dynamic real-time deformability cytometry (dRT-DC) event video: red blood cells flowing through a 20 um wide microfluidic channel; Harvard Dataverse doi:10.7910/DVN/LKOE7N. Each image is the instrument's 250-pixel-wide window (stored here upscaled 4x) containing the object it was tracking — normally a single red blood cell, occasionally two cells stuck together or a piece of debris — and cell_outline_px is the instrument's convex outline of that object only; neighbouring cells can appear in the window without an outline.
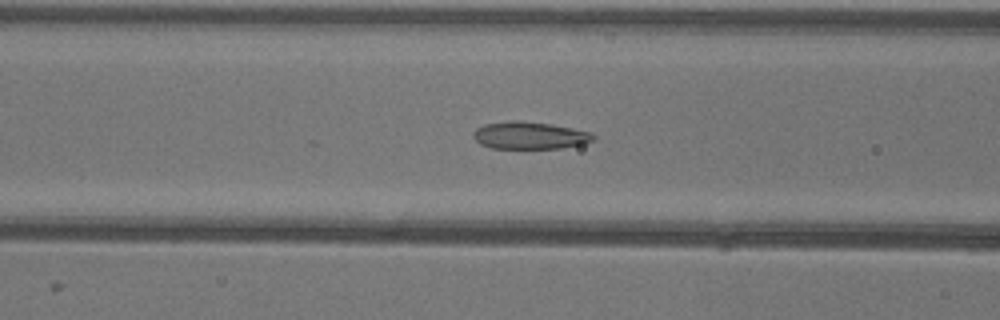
{"species": "common noctule bat (a hibernating species)", "species_latin": "Nyctalus noctula", "temperature_condition": "warm", "stored_images_in_passage": 20, "camera_frame_rate_fps": 3000, "um_per_image_px": 0.085, "animal": {"sex": "female"}, "frame": {"image": 1, "passage_image": 16, "time_ms": 5.0, "image_size_px": [1000, 320], "cell_outline_px": [[596, 136], [592, 140], [584, 144], [560, 148], [492, 148], [480, 144], [472, 136], [472, 132], [476, 128], [484, 124], [508, 120], [520, 120], [552, 124], [592, 132]], "centroid_in_image_um": [45.0, 11.5], "position_along_channel_um": 121.6, "area_um2": 19.31}}
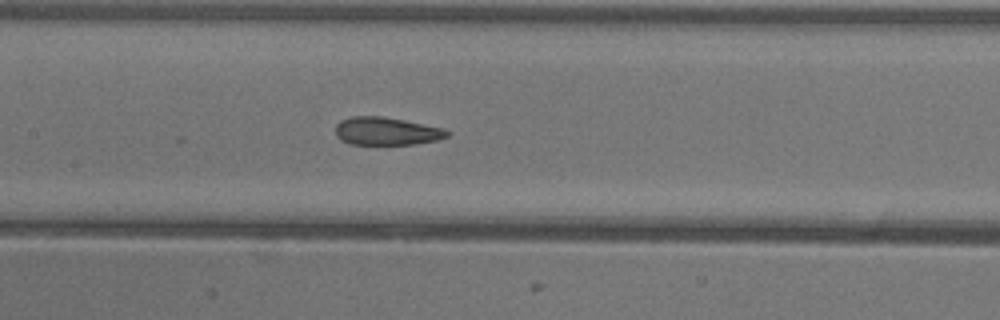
{"frame": {"image": 2, "passage_image": 20, "time_ms": 6.333, "image_size_px": [1000, 320], "cell_outline_px": [[448, 136], [436, 140], [416, 144], [348, 144], [340, 140], [336, 136], [336, 124], [340, 120], [352, 116], [384, 116], [444, 128], [448, 132]], "centroid_in_image_um": [32.81, 11.14], "position_along_channel_um": 174.6, "area_um2": 18.21}}